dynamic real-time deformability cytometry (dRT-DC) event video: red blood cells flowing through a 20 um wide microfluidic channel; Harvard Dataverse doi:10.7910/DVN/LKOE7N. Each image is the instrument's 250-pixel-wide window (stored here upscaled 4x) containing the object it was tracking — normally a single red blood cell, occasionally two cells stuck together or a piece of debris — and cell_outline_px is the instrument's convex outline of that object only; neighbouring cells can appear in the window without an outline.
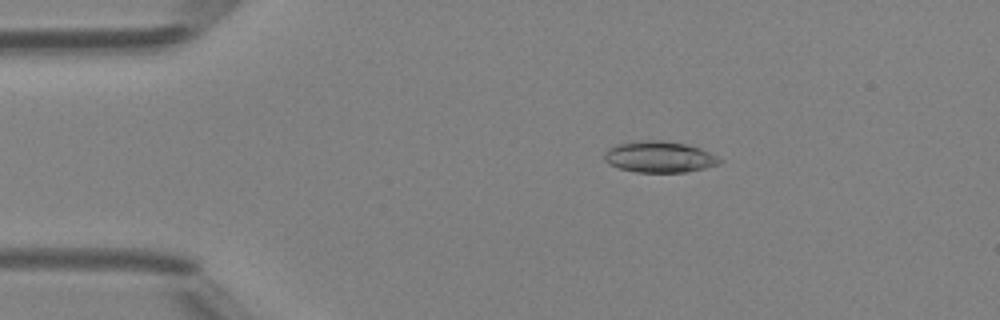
{"species": "Egyptian fruit bat (a non-hibernating species)", "species_latin": "Rousettus aegyptiacus", "temperature_condition": "room temperature", "stored_images_in_passage": 49, "camera_frame_rate_fps": 3000, "um_per_image_px": 0.085, "animal": {"sex": "female"}, "frame": {"image": 1, "passage_image": 9, "time_ms": 2.667, "image_size_px": [1000, 320], "cell_outline_px": [[724, 160], [720, 164], [704, 168], [684, 172], [636, 172], [620, 168], [608, 164], [604, 160], [604, 152], [608, 148], [616, 144], [640, 140], [660, 140], [688, 144], [700, 148]], "centroid_in_image_um": [56.03, 13.33], "position_along_channel_um": 29.0, "area_um2": 21.1}}
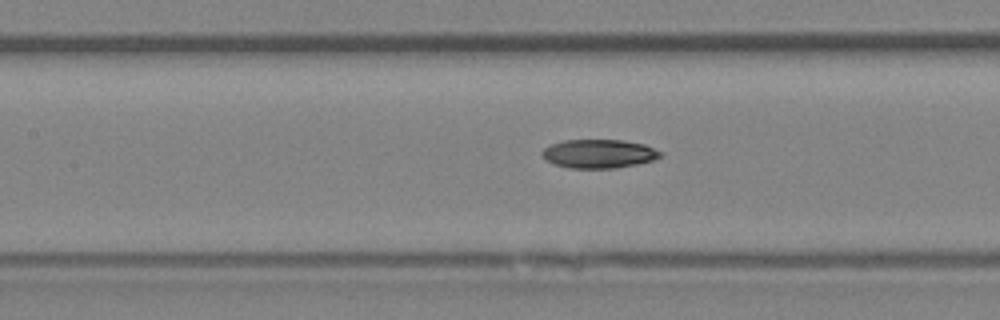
{"frame": {"image": 2, "passage_image": 22, "time_ms": 7.0, "image_size_px": [1000, 320], "cell_outline_px": [[664, 152], [660, 156], [652, 160], [636, 164], [616, 168], [568, 168], [556, 164], [548, 160], [540, 152], [544, 148], [552, 144], [564, 140], [624, 140], [644, 144]], "centroid_in_image_um": [50.93, 13.06], "position_along_channel_um": 156.5, "area_um2": 19.65}}
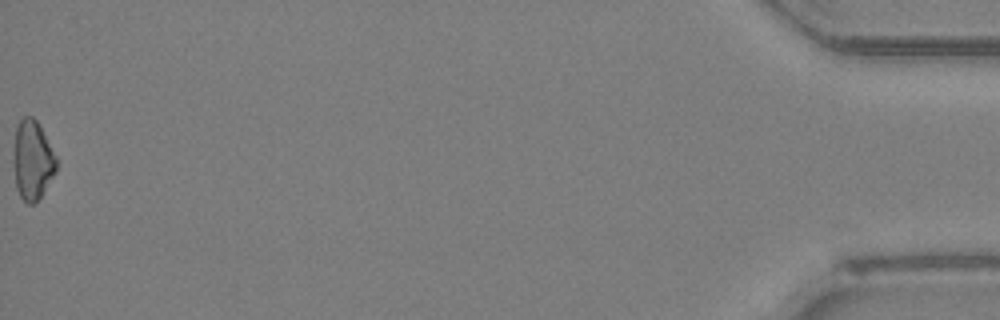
{"frame": {"image": 3, "passage_image": 49, "time_ms": 16.0, "image_size_px": [1000, 320], "cell_outline_px": [[56, 172], [40, 196], [32, 204], [28, 204], [20, 196], [16, 188], [12, 160], [16, 124], [24, 116], [32, 116], [36, 120], [56, 156]], "centroid_in_image_um": [2.72, 13.59], "position_along_channel_um": 432.5, "area_um2": 19.77}, "authors_computed_cell_mechanics": {"area_um2": 19.8832, "velocity_mm_per_s": 4.2325, "shape_relaxation_time_tau1_ms": 4.2156, "shape_relaxation_time_tau2_ms": null, "deformation_change_tau1": 0.1556, "deformation_change_tau2": null}}